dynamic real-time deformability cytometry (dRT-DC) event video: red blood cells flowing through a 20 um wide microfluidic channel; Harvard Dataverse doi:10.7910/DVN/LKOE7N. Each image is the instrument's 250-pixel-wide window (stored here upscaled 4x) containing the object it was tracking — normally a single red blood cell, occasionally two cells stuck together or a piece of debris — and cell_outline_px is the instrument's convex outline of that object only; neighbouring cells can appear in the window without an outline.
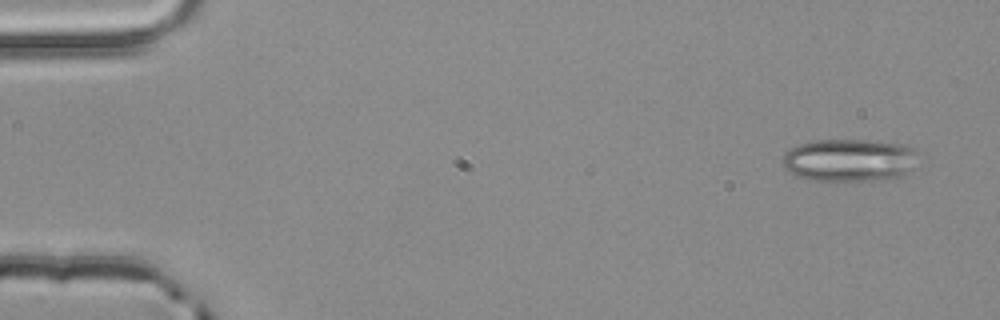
{"species": "common noctule bat (a hibernating species)", "species_latin": "Nyctalus noctula", "temperature_condition": "room temperature", "stored_images_in_passage": 3, "segment_of_instrument_passage": [2, 2], "camera_frame_rate_fps": 3000, "um_per_image_px": 0.085, "animal": {"sex": "male", "body_mass_g": 20.4}, "frame": {"image": 1, "passage_image": 3, "time_ms": 0.667, "image_size_px": [1000, 320], "cell_outline_px": [[916, 152], [912, 168], [904, 176], [884, 180], [816, 180], [796, 176], [784, 168], [784, 156], [792, 148], [800, 144], [812, 140], [864, 140], [908, 144], [916, 148]], "centroid_in_image_um": [72.25, 13.61], "position_along_channel_um": 12.8, "area_um2": 33.64}}